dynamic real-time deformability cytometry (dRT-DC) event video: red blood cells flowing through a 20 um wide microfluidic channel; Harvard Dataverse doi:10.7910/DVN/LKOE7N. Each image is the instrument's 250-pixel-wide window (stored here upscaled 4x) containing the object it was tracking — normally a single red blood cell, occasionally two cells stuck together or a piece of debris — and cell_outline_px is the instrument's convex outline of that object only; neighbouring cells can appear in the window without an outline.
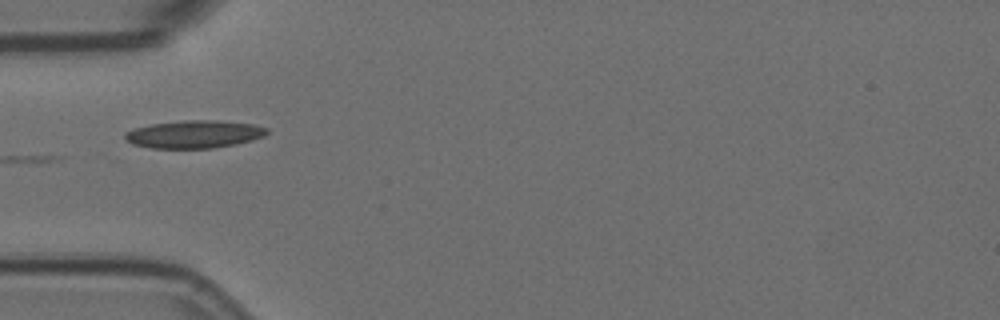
{"species": "Egyptian fruit bat (a non-hibernating species)", "species_latin": "Rousettus aegyptiacus", "temperature_condition": "room temperature", "stored_images_in_passage": 8, "camera_frame_rate_fps": 3000, "um_per_image_px": 0.085, "animal": {"sex": "female"}, "frame": {"image": 1, "passage_image": 5, "time_ms": 1.333, "image_size_px": [1000, 320], "cell_outline_px": [[268, 132], [264, 136], [252, 140], [236, 144], [212, 148], [152, 148], [132, 144], [124, 140], [124, 132], [132, 128], [152, 124], [184, 120], [216, 120], [252, 124], [268, 128]], "centroid_in_image_um": [16.47, 11.41], "position_along_channel_um": 68.5, "area_um2": 23.06}}
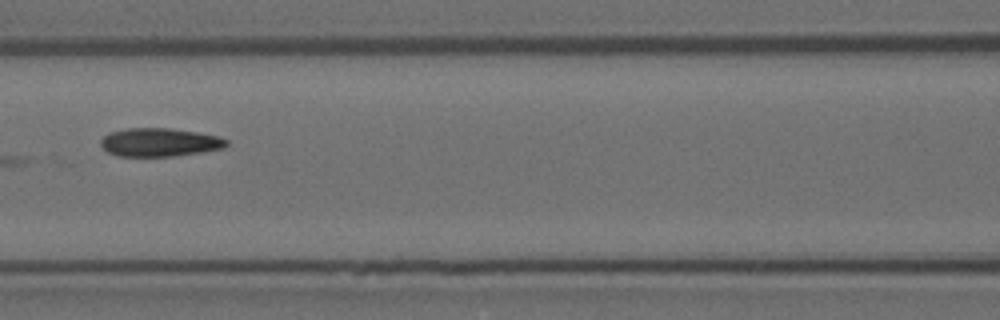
{"frame": {"image": 2, "passage_image": 7, "time_ms": 2.0, "image_size_px": [1000, 320], "cell_outline_px": [[228, 144], [224, 148], [200, 152], [172, 156], [116, 156], [108, 152], [100, 144], [100, 140], [108, 132], [128, 128], [168, 128], [196, 132], [216, 136], [228, 140]], "centroid_in_image_um": [13.53, 12.09], "position_along_channel_um": 153.1, "area_um2": 20.69}}
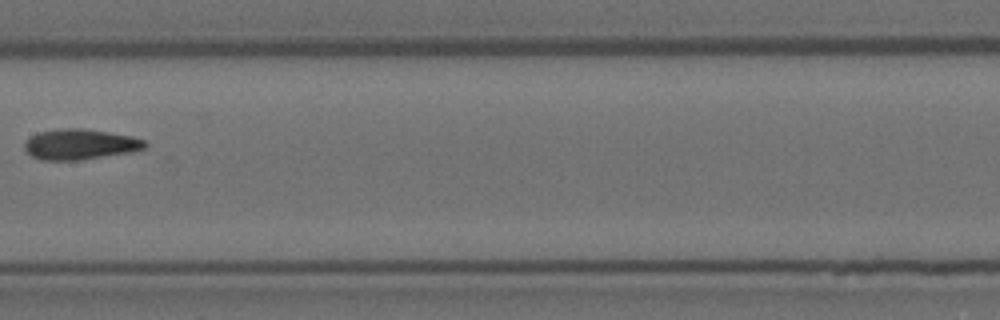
{"frame": {"image": 3, "passage_image": 8, "time_ms": 2.333, "image_size_px": [1000, 320], "cell_outline_px": [[148, 144], [144, 148], [132, 152], [80, 160], [44, 160], [32, 156], [24, 148], [24, 144], [36, 132], [60, 128], [84, 128], [132, 136], [144, 140]], "centroid_in_image_um": [6.82, 12.26], "position_along_channel_um": 200.6, "area_um2": 21.39}}